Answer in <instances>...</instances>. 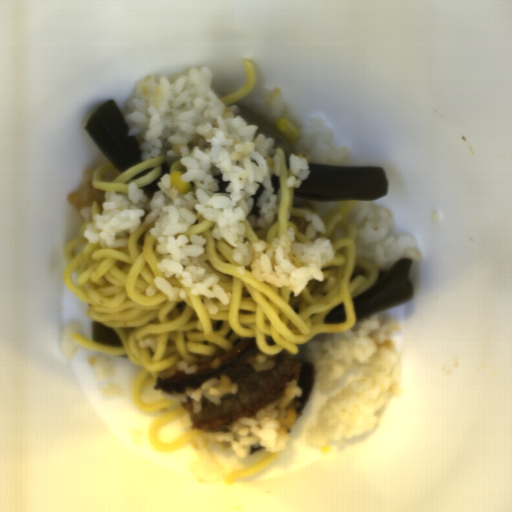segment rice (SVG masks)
Listing matches in <instances>:
<instances>
[{
	"label": "rice",
	"instance_id": "1",
	"mask_svg": "<svg viewBox=\"0 0 512 512\" xmlns=\"http://www.w3.org/2000/svg\"><path fill=\"white\" fill-rule=\"evenodd\" d=\"M212 72L197 66L170 77L148 76L136 83L125 107L129 136L138 139L141 161L164 157L179 161L186 168L181 181L189 183L186 192L172 187L170 173L158 181V191L150 199V212L144 220L154 225L149 233L157 241L161 261L157 276L145 289L148 297L162 292L169 301L195 295L210 315L218 305H228L232 294L218 284L220 277L209 273L199 261L204 254L205 238L184 234L197 222L193 209L213 222V238H223L234 249L231 256L237 272L249 267L257 281L277 287L288 286L296 297L315 279L325 280L322 266L335 253L330 239L320 237L298 242L295 228L289 227L270 246L266 241H246V220L253 228H268L278 216L280 189L274 193L272 177H280L282 167L274 152V138L260 133V126L249 124L240 107L227 105L213 92ZM223 174L231 181L225 193H217L215 177ZM262 182L265 191L257 205L259 218L249 216L251 195Z\"/></svg>",
	"mask_w": 512,
	"mask_h": 512
},
{
	"label": "rice",
	"instance_id": "2",
	"mask_svg": "<svg viewBox=\"0 0 512 512\" xmlns=\"http://www.w3.org/2000/svg\"><path fill=\"white\" fill-rule=\"evenodd\" d=\"M402 328L396 319L375 313L349 330L319 333L305 345L304 356L313 365L319 389L325 392L336 387L347 372L369 364L359 378L319 407L305 445L319 448L365 434L385 415L394 397L403 394L401 358L393 341Z\"/></svg>",
	"mask_w": 512,
	"mask_h": 512
},
{
	"label": "rice",
	"instance_id": "3",
	"mask_svg": "<svg viewBox=\"0 0 512 512\" xmlns=\"http://www.w3.org/2000/svg\"><path fill=\"white\" fill-rule=\"evenodd\" d=\"M298 380L285 383L284 393L259 409L252 417L238 418L228 431H202L195 435V458L189 462L190 470L198 483H217L225 477V469L218 462L205 442L228 441L233 452L241 459L251 449L264 446L268 453L282 452L297 422L301 404L295 401L303 394Z\"/></svg>",
	"mask_w": 512,
	"mask_h": 512
},
{
	"label": "rice",
	"instance_id": "4",
	"mask_svg": "<svg viewBox=\"0 0 512 512\" xmlns=\"http://www.w3.org/2000/svg\"><path fill=\"white\" fill-rule=\"evenodd\" d=\"M353 221L358 228V257L376 269L392 267L402 258L421 261L420 253L415 251L417 239L404 234L390 235L393 213L386 206L360 201Z\"/></svg>",
	"mask_w": 512,
	"mask_h": 512
},
{
	"label": "rice",
	"instance_id": "5",
	"mask_svg": "<svg viewBox=\"0 0 512 512\" xmlns=\"http://www.w3.org/2000/svg\"><path fill=\"white\" fill-rule=\"evenodd\" d=\"M101 214L93 212L92 207H84L80 215L87 224L83 238L90 244H99L102 248L126 247L125 236L133 233L141 225L140 218L148 200L147 194L135 182L128 183L126 194H117L116 190H106Z\"/></svg>",
	"mask_w": 512,
	"mask_h": 512
},
{
	"label": "rice",
	"instance_id": "6",
	"mask_svg": "<svg viewBox=\"0 0 512 512\" xmlns=\"http://www.w3.org/2000/svg\"><path fill=\"white\" fill-rule=\"evenodd\" d=\"M333 130L327 126L321 116L311 120V126L300 127L297 137L292 139L293 146L302 154H308L314 164L340 165L346 162L350 149H336L330 140Z\"/></svg>",
	"mask_w": 512,
	"mask_h": 512
},
{
	"label": "rice",
	"instance_id": "7",
	"mask_svg": "<svg viewBox=\"0 0 512 512\" xmlns=\"http://www.w3.org/2000/svg\"><path fill=\"white\" fill-rule=\"evenodd\" d=\"M238 392L239 386L237 382L232 383L231 378L227 374H222L219 376V380L212 377L200 384L196 389L185 387L184 393L174 392L171 394V397L177 403H186L191 399L193 414H200L203 409V398L211 404L220 406L223 397L236 395Z\"/></svg>",
	"mask_w": 512,
	"mask_h": 512
},
{
	"label": "rice",
	"instance_id": "8",
	"mask_svg": "<svg viewBox=\"0 0 512 512\" xmlns=\"http://www.w3.org/2000/svg\"><path fill=\"white\" fill-rule=\"evenodd\" d=\"M264 103H258L255 107L256 115L263 116L266 120H276L282 117L286 102L281 97V88L262 89Z\"/></svg>",
	"mask_w": 512,
	"mask_h": 512
},
{
	"label": "rice",
	"instance_id": "9",
	"mask_svg": "<svg viewBox=\"0 0 512 512\" xmlns=\"http://www.w3.org/2000/svg\"><path fill=\"white\" fill-rule=\"evenodd\" d=\"M290 177L285 181V186L288 188L299 187L301 182L309 175L310 167L308 159L301 158L296 154L289 157Z\"/></svg>",
	"mask_w": 512,
	"mask_h": 512
},
{
	"label": "rice",
	"instance_id": "10",
	"mask_svg": "<svg viewBox=\"0 0 512 512\" xmlns=\"http://www.w3.org/2000/svg\"><path fill=\"white\" fill-rule=\"evenodd\" d=\"M80 332L77 322H70L62 327V335L58 342L59 350L63 357H74L78 351L74 335Z\"/></svg>",
	"mask_w": 512,
	"mask_h": 512
},
{
	"label": "rice",
	"instance_id": "11",
	"mask_svg": "<svg viewBox=\"0 0 512 512\" xmlns=\"http://www.w3.org/2000/svg\"><path fill=\"white\" fill-rule=\"evenodd\" d=\"M90 365L94 370L96 381L114 375L118 366L114 359L104 358L100 355L90 357Z\"/></svg>",
	"mask_w": 512,
	"mask_h": 512
},
{
	"label": "rice",
	"instance_id": "12",
	"mask_svg": "<svg viewBox=\"0 0 512 512\" xmlns=\"http://www.w3.org/2000/svg\"><path fill=\"white\" fill-rule=\"evenodd\" d=\"M176 371H183L184 374H195V373H198L199 369L197 367V364L196 365H193V366H189V363L188 361L186 360H181V361H178L173 367L165 370V371H161L159 373V377L160 379H170L173 375H175Z\"/></svg>",
	"mask_w": 512,
	"mask_h": 512
},
{
	"label": "rice",
	"instance_id": "13",
	"mask_svg": "<svg viewBox=\"0 0 512 512\" xmlns=\"http://www.w3.org/2000/svg\"><path fill=\"white\" fill-rule=\"evenodd\" d=\"M254 360L255 362L251 363V366L256 372L271 369L275 365L274 361L268 359L263 352L255 355Z\"/></svg>",
	"mask_w": 512,
	"mask_h": 512
},
{
	"label": "rice",
	"instance_id": "14",
	"mask_svg": "<svg viewBox=\"0 0 512 512\" xmlns=\"http://www.w3.org/2000/svg\"><path fill=\"white\" fill-rule=\"evenodd\" d=\"M101 393L106 397H122L125 396L126 392L119 384H108L103 389H101Z\"/></svg>",
	"mask_w": 512,
	"mask_h": 512
},
{
	"label": "rice",
	"instance_id": "15",
	"mask_svg": "<svg viewBox=\"0 0 512 512\" xmlns=\"http://www.w3.org/2000/svg\"><path fill=\"white\" fill-rule=\"evenodd\" d=\"M180 423H181L182 427L185 428L186 430L190 429L193 424L188 413H185L184 415H182V417L180 419Z\"/></svg>",
	"mask_w": 512,
	"mask_h": 512
}]
</instances>
